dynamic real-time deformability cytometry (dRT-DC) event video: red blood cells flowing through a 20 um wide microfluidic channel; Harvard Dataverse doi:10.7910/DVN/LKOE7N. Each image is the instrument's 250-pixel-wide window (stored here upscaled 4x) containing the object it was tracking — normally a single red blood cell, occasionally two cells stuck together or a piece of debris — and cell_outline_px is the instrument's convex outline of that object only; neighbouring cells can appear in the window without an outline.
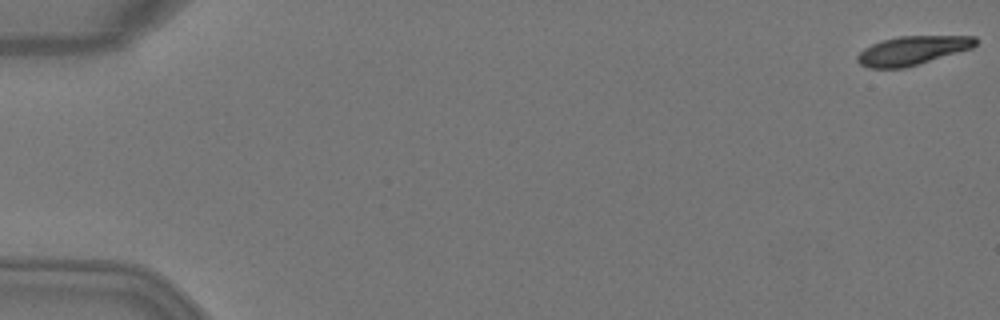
{"species": "Egyptian fruit bat (a non-hibernating species)", "species_latin": "Rousettus aegyptiacus", "temperature_condition": "warm", "stored_images_in_passage": 51, "camera_frame_rate_fps": 3000, "um_per_image_px": 0.085, "animal": {"sex": "female"}, "frame": {"image": 1, "passage_image": 1, "time_ms": 0.0, "image_size_px": [1000, 320], "cell_outline_px": [[980, 40], [972, 48], [904, 68], [868, 68], [860, 64], [856, 60], [856, 56], [864, 48], [872, 44], [884, 40], [900, 36], [976, 36]], "centroid_in_image_um": [77.55, 4.29], "position_along_channel_um": 7.4, "area_um2": 19.77}}
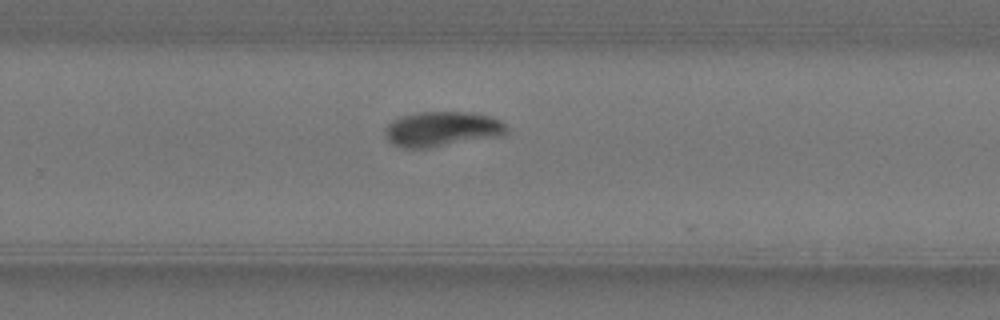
{"frame": {"image": 2, "passage_image": 34, "time_ms": 11.0, "image_size_px": [1000, 320], "cell_outline_px": [[508, 132], [504, 136], [428, 148], [404, 148], [392, 144], [384, 136], [384, 128], [392, 120], [400, 116], [420, 112], [468, 112], [492, 116], [500, 120], [508, 128]], "centroid_in_image_um": [37.58, 10.97], "position_along_channel_um": 292.2, "area_um2": 25.2}}
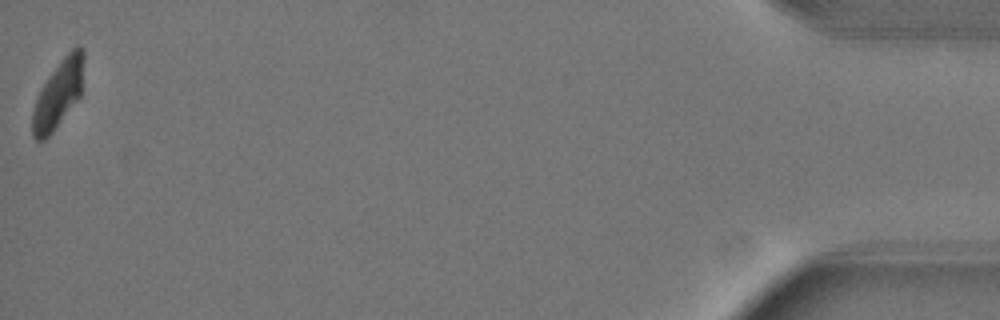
{"frame": {"image": 3, "passage_image": 51, "time_ms": 16.667, "image_size_px": [1000, 320], "cell_outline_px": [[84, 60], [80, 96], [52, 132], [44, 140], [36, 140], [32, 136], [32, 112], [36, 100], [48, 76], [64, 56], [76, 44], [80, 44], [84, 52]], "centroid_in_image_um": [4.96, 7.96], "position_along_channel_um": 430.2, "area_um2": 19.94}, "authors_computed_cell_mechanics": {"area_um2": 22.542, "velocity_mm_per_s": 4.0595, "shape_relaxation_time_tau1_ms": 3.035, "shape_relaxation_time_tau2_ms": 9.6051, "deformation_change_tau1": 0.1457, "deformation_change_tau2": 0.0965}}